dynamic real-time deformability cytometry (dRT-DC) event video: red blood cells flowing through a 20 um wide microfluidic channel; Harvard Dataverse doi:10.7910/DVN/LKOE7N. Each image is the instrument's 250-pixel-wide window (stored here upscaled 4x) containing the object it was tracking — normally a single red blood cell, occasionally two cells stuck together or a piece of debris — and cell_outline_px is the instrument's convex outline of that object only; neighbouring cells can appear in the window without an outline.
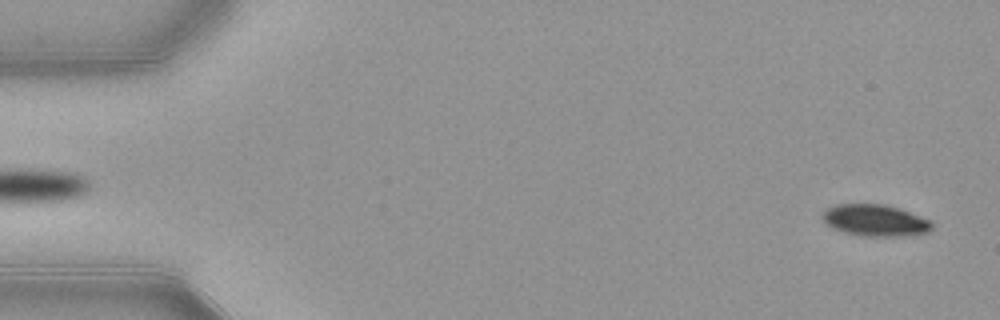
{"species": "common noctule bat (a hibernating species)", "species_latin": "Nyctalus noctula", "temperature_condition": "warm", "stored_images_in_passage": 52, "camera_frame_rate_fps": 3000, "um_per_image_px": 0.085, "animal": {"sex": "female", "body_mass_g": 21.9}, "frame": {"image": 1, "passage_image": 2, "time_ms": 0.333, "image_size_px": [1000, 320], "cell_outline_px": [[932, 228], [928, 232], [904, 236], [864, 236], [844, 232], [828, 224], [824, 220], [824, 212], [828, 208], [836, 204], [884, 204], [900, 208], [932, 220]], "centroid_in_image_um": [74.46, 18.72], "position_along_channel_um": 10.5, "area_um2": 20.0}}
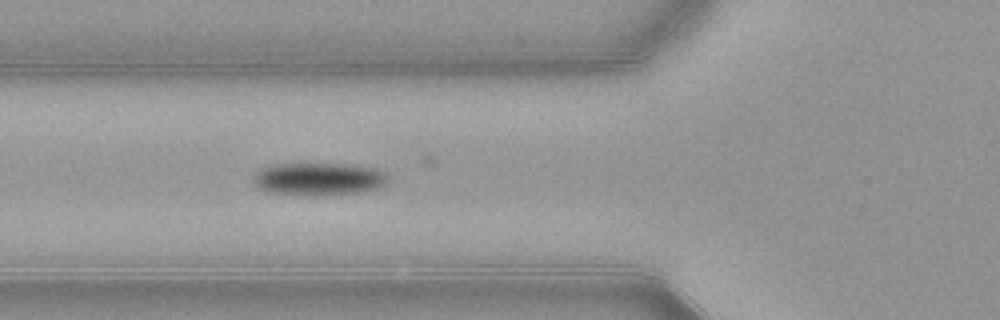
{"frame": {"image": 2, "passage_image": 19, "time_ms": 6.0, "image_size_px": [1000, 320], "cell_outline_px": [[388, 180], [384, 184], [376, 188], [364, 192], [324, 196], [308, 196], [264, 192], [256, 188], [252, 180], [256, 172], [260, 168], [272, 164], [348, 164], [376, 168], [384, 172], [388, 176]], "centroid_in_image_um": [27.04, 15.23], "position_along_channel_um": 98.8, "area_um2": 26.3}}
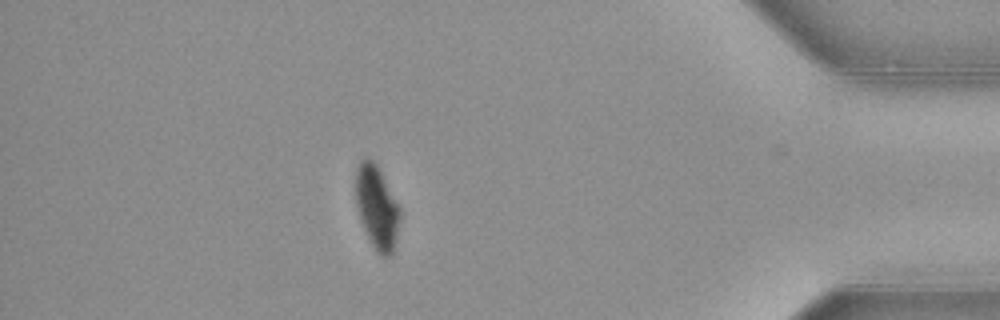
{"frame": {"image": 3, "passage_image": 46, "time_ms": 15.0, "image_size_px": [1000, 320], "cell_outline_px": [[400, 220], [392, 256], [380, 256], [376, 252], [368, 240], [360, 220], [356, 204], [356, 168], [360, 160], [364, 156], [372, 160], [376, 164], [400, 208]], "centroid_in_image_um": [32.02, 17.66], "position_along_channel_um": 403.2, "area_um2": 21.56}, "authors_computed_cell_mechanics": {"area_um2": 22.6287, "velocity_mm_per_s": 3.8854, "shape_relaxation_time_tau1_ms": 2.4668, "shape_relaxation_time_tau2_ms": null, "deformation_change_tau1": 0.1402, "deformation_change_tau2": null}}